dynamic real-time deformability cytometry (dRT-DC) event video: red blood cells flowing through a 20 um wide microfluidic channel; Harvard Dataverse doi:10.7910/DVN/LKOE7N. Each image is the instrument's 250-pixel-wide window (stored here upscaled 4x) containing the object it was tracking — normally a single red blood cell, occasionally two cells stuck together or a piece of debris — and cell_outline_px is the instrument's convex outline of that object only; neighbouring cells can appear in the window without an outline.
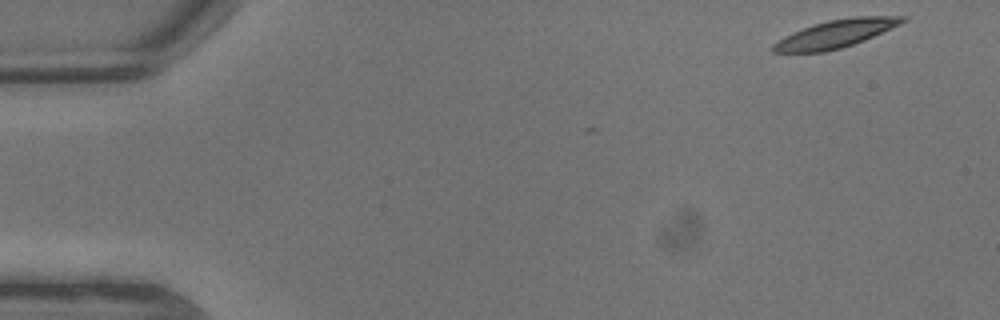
{"species": "common noctule bat (a hibernating species)", "species_latin": "Nyctalus noctula", "temperature_condition": "warm", "stored_images_in_passage": 3, "camera_frame_rate_fps": 3000, "um_per_image_px": 0.085, "animal": {"sex": "male", "body_mass_g": 13.3}, "frame": {"image": 1, "passage_image": 1, "time_ms": 0.0, "image_size_px": [1000, 320], "cell_outline_px": [[908, 20], [900, 24], [864, 40], [840, 48], [824, 52], [772, 52], [772, 44], [804, 28], [828, 20], [852, 16], [908, 16]], "centroid_in_image_um": [71.1, 2.86], "position_along_channel_um": 13.9, "area_um2": 20.46}}